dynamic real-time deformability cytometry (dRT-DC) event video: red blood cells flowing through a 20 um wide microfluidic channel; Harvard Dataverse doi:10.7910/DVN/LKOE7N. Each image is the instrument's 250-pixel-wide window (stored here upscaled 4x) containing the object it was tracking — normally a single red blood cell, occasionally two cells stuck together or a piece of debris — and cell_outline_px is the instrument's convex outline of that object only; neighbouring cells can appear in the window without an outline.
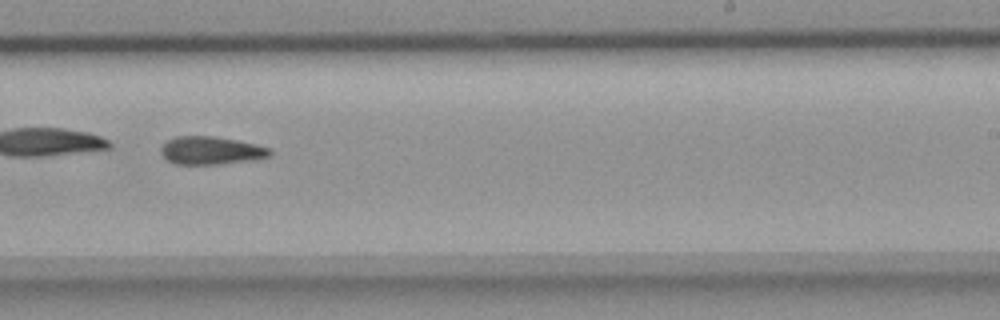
{"species": "common noctule bat (a hibernating species)", "species_latin": "Nyctalus noctula", "temperature_condition": "room temperature", "stored_images_in_passage": 35, "camera_frame_rate_fps": 3000, "um_per_image_px": 0.085, "animal": {"sex": "female", "body_mass_g": 18.4}, "frame": {"image": 1, "passage_image": 16, "time_ms": 5.0, "image_size_px": [1000, 320], "cell_outline_px": [[272, 156], [256, 160], [220, 164], [176, 164], [168, 160], [160, 152], [160, 148], [168, 140], [176, 136], [212, 136], [236, 140], [272, 148]], "centroid_in_image_um": [17.99, 12.8], "position_along_channel_um": 271.0, "area_um2": 17.86}}